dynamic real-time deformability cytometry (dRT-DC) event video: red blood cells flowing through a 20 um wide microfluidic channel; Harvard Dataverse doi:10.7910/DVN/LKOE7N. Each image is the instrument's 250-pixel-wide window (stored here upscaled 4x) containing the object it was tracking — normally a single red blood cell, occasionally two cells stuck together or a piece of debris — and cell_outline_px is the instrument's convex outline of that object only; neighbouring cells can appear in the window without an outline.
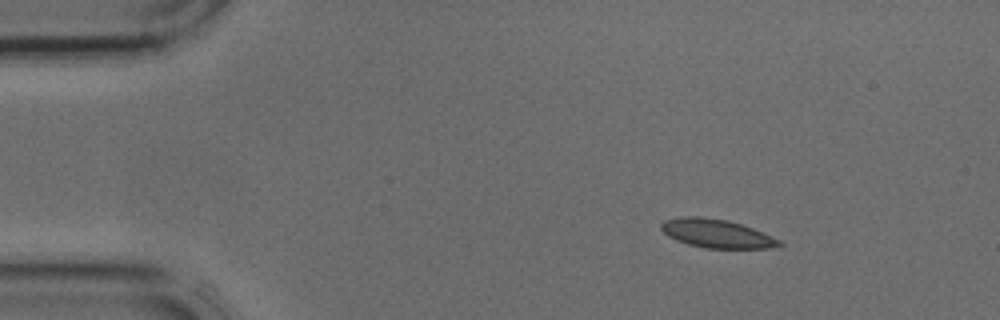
{"species": "common noctule bat (a hibernating species)", "species_latin": "Nyctalus noctula", "temperature_condition": "cold", "stored_images_in_passage": 3, "camera_frame_rate_fps": 3000, "um_per_image_px": 0.085, "animal": {"sex": "male", "body_mass_g": 17.9, "forearm_length_mm": 54.2}, "frame": {"image": 1, "passage_image": 1, "time_ms": 0.0, "image_size_px": [1000, 320], "cell_outline_px": [[784, 244], [768, 248], [704, 248], [688, 244], [676, 240], [668, 236], [660, 228], [660, 224], [664, 220], [680, 216], [696, 216], [728, 220], [752, 228], [780, 240]], "centroid_in_image_um": [60.86, 19.84], "position_along_channel_um": 24.1, "area_um2": 19.54}}
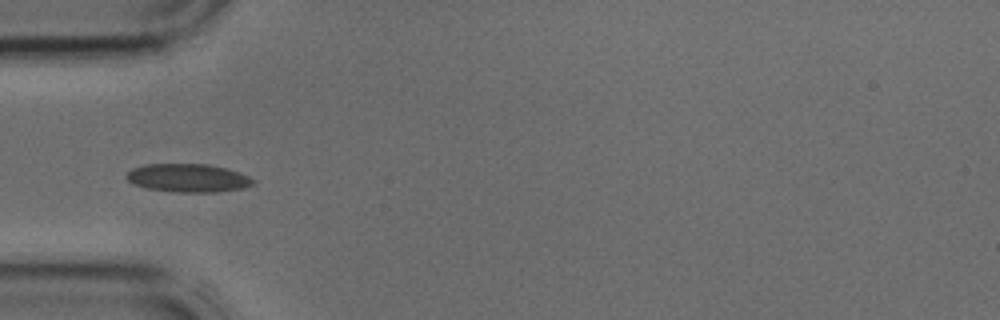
{"frame": {"image": 2, "passage_image": 3, "time_ms": 0.667, "image_size_px": [1000, 320], "cell_outline_px": [[256, 180], [252, 184], [244, 188], [216, 192], [176, 192], [148, 188], [132, 184], [124, 176], [132, 168], [144, 164], [208, 164], [240, 172]], "centroid_in_image_um": [15.97, 15.12], "position_along_channel_um": 69.0, "area_um2": 20.92}}